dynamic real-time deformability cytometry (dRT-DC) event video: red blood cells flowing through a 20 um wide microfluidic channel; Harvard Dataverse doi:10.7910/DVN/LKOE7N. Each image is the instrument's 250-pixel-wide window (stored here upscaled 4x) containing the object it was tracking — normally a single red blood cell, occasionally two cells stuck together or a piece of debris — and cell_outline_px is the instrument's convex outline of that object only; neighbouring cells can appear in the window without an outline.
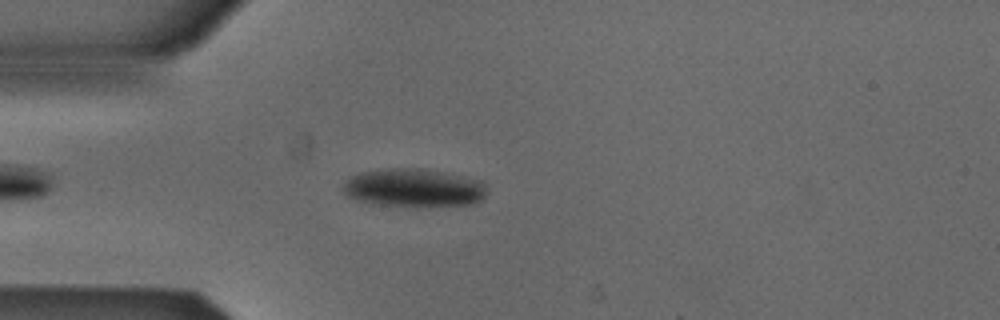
{"species": "Egyptian fruit bat (a non-hibernating species)", "species_latin": "Rousettus aegyptiacus", "temperature_condition": "cold", "stored_images_in_passage": 4, "camera_frame_rate_fps": 3000, "um_per_image_px": 0.085, "animal": {"sex": "male"}, "frame": {"image": 1, "passage_image": 4, "time_ms": 1.0, "image_size_px": [1000, 320], "cell_outline_px": [[484, 196], [480, 200], [472, 204], [372, 204], [356, 200], [344, 196], [344, 180], [348, 176], [360, 172], [392, 168], [420, 168], [480, 180], [484, 184]], "centroid_in_image_um": [35.06, 15.93], "position_along_channel_um": 49.9, "area_um2": 31.1}}